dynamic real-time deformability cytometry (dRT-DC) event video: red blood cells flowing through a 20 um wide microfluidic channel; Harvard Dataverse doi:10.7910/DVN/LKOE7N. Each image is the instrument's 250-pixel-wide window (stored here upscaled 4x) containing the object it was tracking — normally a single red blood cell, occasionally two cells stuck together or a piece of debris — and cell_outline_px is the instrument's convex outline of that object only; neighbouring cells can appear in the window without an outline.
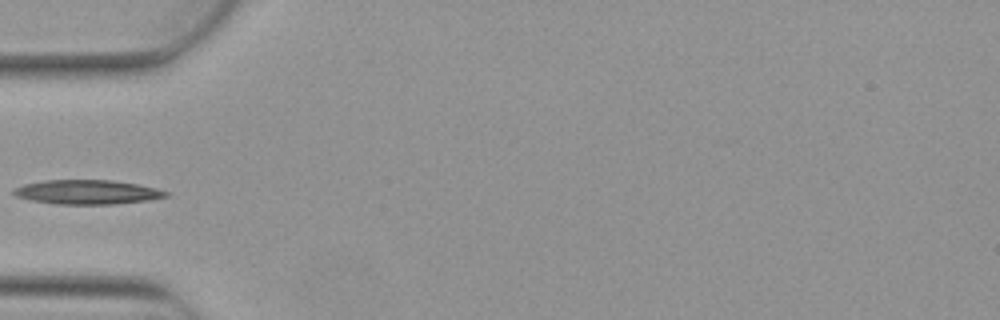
{"species": "Egyptian fruit bat (a non-hibernating species)", "species_latin": "Rousettus aegyptiacus", "temperature_condition": "warm", "stored_images_in_passage": 5, "camera_frame_rate_fps": 3000, "um_per_image_px": 0.085, "animal": {"sex": "female"}, "frame": {"image": 1, "passage_image": 5, "time_ms": 1.333, "image_size_px": [1000, 320], "cell_outline_px": [[168, 196], [148, 200], [112, 204], [56, 204], [32, 200], [16, 196], [12, 192], [12, 188], [24, 184], [44, 180], [112, 180], [136, 184], [156, 188], [168, 192]], "centroid_in_image_um": [7.38, 16.32], "position_along_channel_um": 77.6, "area_um2": 21.44}}